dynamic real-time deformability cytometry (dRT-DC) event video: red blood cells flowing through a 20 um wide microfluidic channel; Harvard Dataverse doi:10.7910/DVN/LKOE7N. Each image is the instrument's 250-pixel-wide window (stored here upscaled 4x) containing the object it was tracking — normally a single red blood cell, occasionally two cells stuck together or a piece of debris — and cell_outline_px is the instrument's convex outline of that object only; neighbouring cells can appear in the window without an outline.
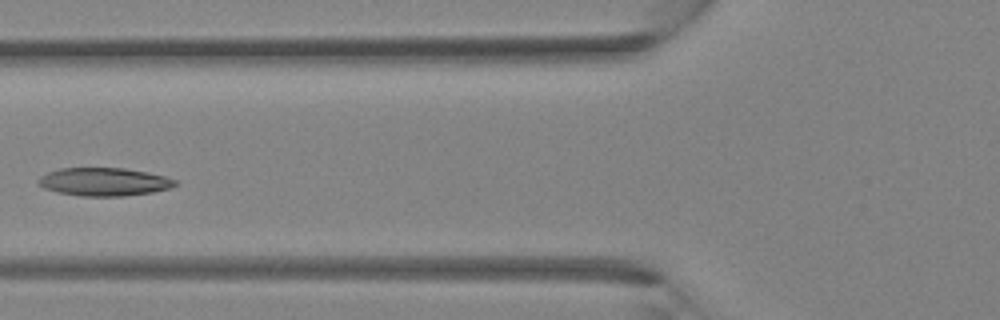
{"species": "Egyptian fruit bat (a non-hibernating species)", "species_latin": "Rousettus aegyptiacus", "temperature_condition": "room temperature", "stored_images_in_passage": 4, "camera_frame_rate_fps": 3000, "um_per_image_px": 0.085, "animal": {"sex": "female"}, "frame": {"image": 1, "passage_image": 4, "time_ms": 3.333, "image_size_px": [1000, 320], "cell_outline_px": [[176, 184], [168, 188], [152, 192], [124, 196], [80, 196], [56, 192], [44, 188], [36, 184], [36, 180], [40, 176], [48, 172], [60, 168], [124, 168], [148, 172], [164, 176], [176, 180]], "centroid_in_image_um": [8.78, 15.45], "position_along_channel_um": 117.0, "area_um2": 22.48}}